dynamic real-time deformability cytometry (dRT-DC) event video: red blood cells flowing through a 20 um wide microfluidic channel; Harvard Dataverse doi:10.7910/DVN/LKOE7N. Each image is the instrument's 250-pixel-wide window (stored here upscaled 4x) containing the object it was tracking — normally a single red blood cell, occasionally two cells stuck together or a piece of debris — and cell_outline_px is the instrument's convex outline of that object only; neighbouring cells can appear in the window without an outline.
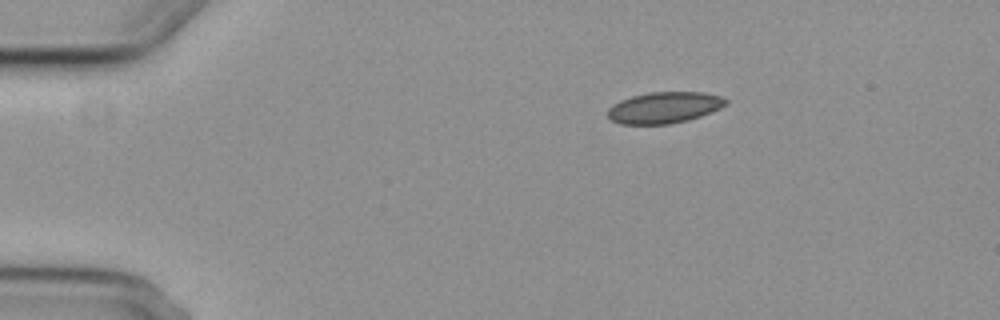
{"species": "common noctule bat (a hibernating species)", "species_latin": "Nyctalus noctula", "temperature_condition": "cold", "stored_images_in_passage": 3, "camera_frame_rate_fps": 3000, "um_per_image_px": 0.085, "animal": {"sex": "female", "body_mass_g": 29.2, "forearm_length_mm": 56.3}, "frame": {"image": 1, "passage_image": 1, "time_ms": 0.0, "image_size_px": [1000, 320], "cell_outline_px": [[728, 104], [720, 108], [700, 116], [688, 120], [668, 124], [620, 124], [612, 120], [608, 116], [608, 108], [612, 104], [620, 100], [632, 96], [648, 92], [704, 92], [720, 96], [728, 100]], "centroid_in_image_um": [56.46, 9.14], "position_along_channel_um": 28.5, "area_um2": 21.56}}
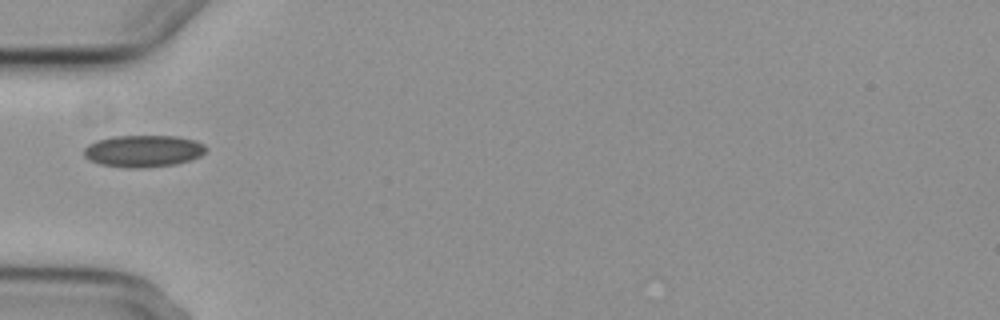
{"frame": {"image": 2, "passage_image": 3, "time_ms": 3.0, "image_size_px": [1000, 320], "cell_outline_px": [[208, 148], [200, 156], [176, 164], [140, 168], [128, 168], [100, 164], [88, 160], [84, 156], [84, 148], [88, 144], [96, 140], [112, 136], [176, 136], [196, 140], [204, 144]], "centroid_in_image_um": [12.16, 12.83], "position_along_channel_um": 72.8, "area_um2": 22.83}}